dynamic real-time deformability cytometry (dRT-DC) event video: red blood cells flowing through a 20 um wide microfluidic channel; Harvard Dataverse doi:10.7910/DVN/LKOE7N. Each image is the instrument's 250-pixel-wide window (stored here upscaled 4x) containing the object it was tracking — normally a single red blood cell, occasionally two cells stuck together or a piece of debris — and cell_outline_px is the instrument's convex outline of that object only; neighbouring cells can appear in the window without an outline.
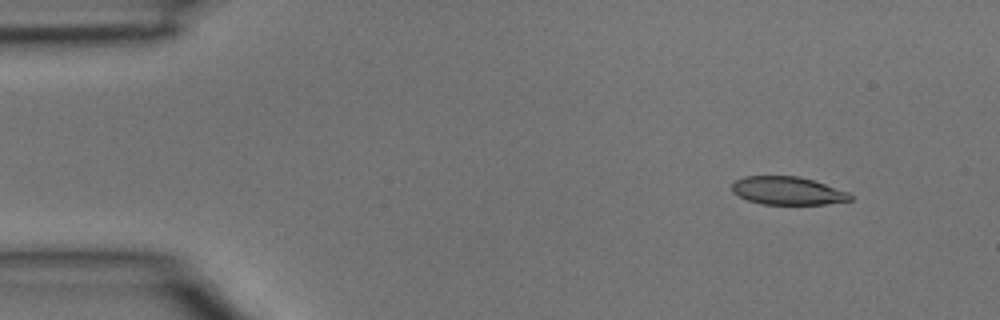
{"species": "common noctule bat (a hibernating species)", "species_latin": "Nyctalus noctula", "temperature_condition": "room temperature", "stored_images_in_passage": 4, "camera_frame_rate_fps": 3000, "um_per_image_px": 0.085, "animal": {"sex": "male", "body_mass_g": 15.6}, "frame": {"image": 1, "passage_image": 1, "time_ms": 0.0, "image_size_px": [1000, 320], "cell_outline_px": [[852, 200], [824, 204], [764, 204], [748, 200], [732, 192], [732, 184], [736, 180], [744, 176], [796, 176], [812, 180], [848, 192], [852, 196]], "centroid_in_image_um": [66.93, 16.21], "position_along_channel_um": 18.1, "area_um2": 19.07}}
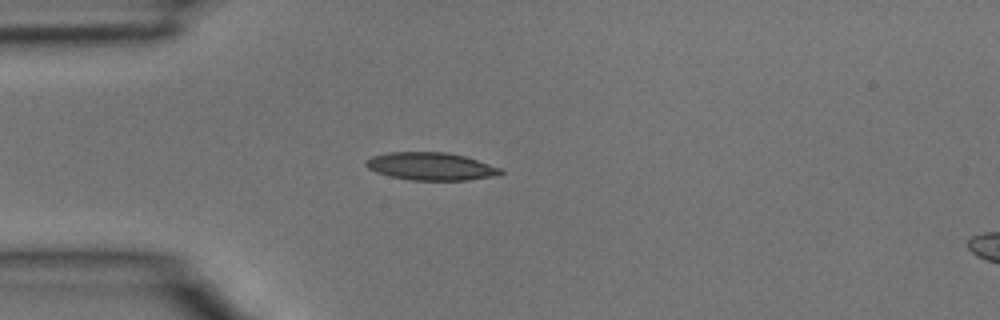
{"frame": {"image": 2, "passage_image": 3, "time_ms": 0.667, "image_size_px": [1000, 320], "cell_outline_px": [[504, 172], [500, 176], [468, 180], [412, 180], [392, 176], [376, 172], [368, 168], [364, 164], [364, 160], [372, 156], [388, 152], [444, 152], [464, 156], [500, 168]], "centroid_in_image_um": [36.62, 14.14], "position_along_channel_um": 48.4, "area_um2": 21.73}}